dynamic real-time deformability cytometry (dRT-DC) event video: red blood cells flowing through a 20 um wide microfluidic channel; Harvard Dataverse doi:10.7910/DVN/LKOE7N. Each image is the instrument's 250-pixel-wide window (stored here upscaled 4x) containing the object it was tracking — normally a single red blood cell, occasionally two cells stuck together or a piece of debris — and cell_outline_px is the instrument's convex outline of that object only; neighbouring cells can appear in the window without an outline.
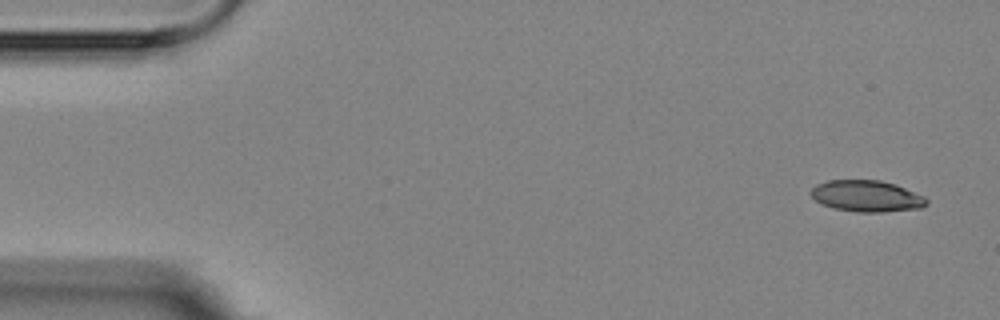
{"species": "Egyptian fruit bat (a non-hibernating species)", "species_latin": "Rousettus aegyptiacus", "temperature_condition": "room temperature", "stored_images_in_passage": 4, "camera_frame_rate_fps": 3000, "um_per_image_px": 0.085, "animal": {"sex": "female"}, "frame": {"image": 1, "passage_image": 1, "time_ms": 0.0, "image_size_px": [1000, 320], "cell_outline_px": [[928, 204], [920, 208], [884, 212], [856, 212], [832, 208], [816, 200], [808, 192], [816, 184], [828, 180], [880, 180], [896, 184], [924, 196], [928, 200]], "centroid_in_image_um": [73.67, 16.66], "position_along_channel_um": 11.3, "area_um2": 21.27}}